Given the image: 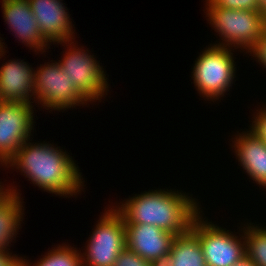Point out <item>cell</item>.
Masks as SVG:
<instances>
[{
    "label": "cell",
    "mask_w": 266,
    "mask_h": 266,
    "mask_svg": "<svg viewBox=\"0 0 266 266\" xmlns=\"http://www.w3.org/2000/svg\"><path fill=\"white\" fill-rule=\"evenodd\" d=\"M28 141L26 140L5 166H16L33 184L56 195L73 196L81 191L84 186L82 176L72 157L51 144L33 145L27 143Z\"/></svg>",
    "instance_id": "6da1fadb"
},
{
    "label": "cell",
    "mask_w": 266,
    "mask_h": 266,
    "mask_svg": "<svg viewBox=\"0 0 266 266\" xmlns=\"http://www.w3.org/2000/svg\"><path fill=\"white\" fill-rule=\"evenodd\" d=\"M199 209L191 197L161 189L135 195L117 207L124 224L154 225L175 236L190 230L194 218L200 214Z\"/></svg>",
    "instance_id": "7a4b0ae2"
},
{
    "label": "cell",
    "mask_w": 266,
    "mask_h": 266,
    "mask_svg": "<svg viewBox=\"0 0 266 266\" xmlns=\"http://www.w3.org/2000/svg\"><path fill=\"white\" fill-rule=\"evenodd\" d=\"M207 5L206 14L210 19V24L225 41L222 44H215L217 46H228L230 48V45L232 47L234 44L233 47H243V49L249 51L266 30L264 14L260 11L217 8L208 0Z\"/></svg>",
    "instance_id": "3957f363"
},
{
    "label": "cell",
    "mask_w": 266,
    "mask_h": 266,
    "mask_svg": "<svg viewBox=\"0 0 266 266\" xmlns=\"http://www.w3.org/2000/svg\"><path fill=\"white\" fill-rule=\"evenodd\" d=\"M233 53L228 47L213 45L195 61L193 80L204 97L219 99L230 89L235 74Z\"/></svg>",
    "instance_id": "277c9868"
},
{
    "label": "cell",
    "mask_w": 266,
    "mask_h": 266,
    "mask_svg": "<svg viewBox=\"0 0 266 266\" xmlns=\"http://www.w3.org/2000/svg\"><path fill=\"white\" fill-rule=\"evenodd\" d=\"M107 211L90 237L86 258L82 255L83 266H113L117 256L126 247L123 215L115 207Z\"/></svg>",
    "instance_id": "5b68a950"
},
{
    "label": "cell",
    "mask_w": 266,
    "mask_h": 266,
    "mask_svg": "<svg viewBox=\"0 0 266 266\" xmlns=\"http://www.w3.org/2000/svg\"><path fill=\"white\" fill-rule=\"evenodd\" d=\"M210 223L202 221L198 214L190 228L198 238L207 266H233L246 257L245 238L241 241L229 230Z\"/></svg>",
    "instance_id": "8992f818"
},
{
    "label": "cell",
    "mask_w": 266,
    "mask_h": 266,
    "mask_svg": "<svg viewBox=\"0 0 266 266\" xmlns=\"http://www.w3.org/2000/svg\"><path fill=\"white\" fill-rule=\"evenodd\" d=\"M48 109L62 110L89 102L74 85L59 63L40 66L35 71L34 99Z\"/></svg>",
    "instance_id": "52a82bcc"
},
{
    "label": "cell",
    "mask_w": 266,
    "mask_h": 266,
    "mask_svg": "<svg viewBox=\"0 0 266 266\" xmlns=\"http://www.w3.org/2000/svg\"><path fill=\"white\" fill-rule=\"evenodd\" d=\"M66 51L59 65L67 73L71 85L88 100L94 101L104 96L108 89L107 78L96 59L75 45ZM106 78V79H105Z\"/></svg>",
    "instance_id": "ba28073f"
},
{
    "label": "cell",
    "mask_w": 266,
    "mask_h": 266,
    "mask_svg": "<svg viewBox=\"0 0 266 266\" xmlns=\"http://www.w3.org/2000/svg\"><path fill=\"white\" fill-rule=\"evenodd\" d=\"M32 105L22 102L0 103V164L6 165L30 139L33 128Z\"/></svg>",
    "instance_id": "9c48e42d"
},
{
    "label": "cell",
    "mask_w": 266,
    "mask_h": 266,
    "mask_svg": "<svg viewBox=\"0 0 266 266\" xmlns=\"http://www.w3.org/2000/svg\"><path fill=\"white\" fill-rule=\"evenodd\" d=\"M126 247L156 266H163L175 235L148 224H125Z\"/></svg>",
    "instance_id": "30bf717a"
},
{
    "label": "cell",
    "mask_w": 266,
    "mask_h": 266,
    "mask_svg": "<svg viewBox=\"0 0 266 266\" xmlns=\"http://www.w3.org/2000/svg\"><path fill=\"white\" fill-rule=\"evenodd\" d=\"M61 0H29L31 11L39 25L43 39L48 42L69 44L72 38V22ZM67 42V43H66Z\"/></svg>",
    "instance_id": "8fae6325"
},
{
    "label": "cell",
    "mask_w": 266,
    "mask_h": 266,
    "mask_svg": "<svg viewBox=\"0 0 266 266\" xmlns=\"http://www.w3.org/2000/svg\"><path fill=\"white\" fill-rule=\"evenodd\" d=\"M3 16L6 24L17 34L22 42L38 51L48 46L43 39L36 18L31 11L29 0H2Z\"/></svg>",
    "instance_id": "7c38bea8"
},
{
    "label": "cell",
    "mask_w": 266,
    "mask_h": 266,
    "mask_svg": "<svg viewBox=\"0 0 266 266\" xmlns=\"http://www.w3.org/2000/svg\"><path fill=\"white\" fill-rule=\"evenodd\" d=\"M22 60H10L0 67V98L2 102L29 103L34 96L35 70ZM31 93V94H29ZM30 96V97H29Z\"/></svg>",
    "instance_id": "4fadbf2b"
},
{
    "label": "cell",
    "mask_w": 266,
    "mask_h": 266,
    "mask_svg": "<svg viewBox=\"0 0 266 266\" xmlns=\"http://www.w3.org/2000/svg\"><path fill=\"white\" fill-rule=\"evenodd\" d=\"M247 132H242L239 137L235 138V153L239 158L240 165L252 180L266 187V143L250 130Z\"/></svg>",
    "instance_id": "5bb4252c"
},
{
    "label": "cell",
    "mask_w": 266,
    "mask_h": 266,
    "mask_svg": "<svg viewBox=\"0 0 266 266\" xmlns=\"http://www.w3.org/2000/svg\"><path fill=\"white\" fill-rule=\"evenodd\" d=\"M163 266H207L198 238L190 230L174 237Z\"/></svg>",
    "instance_id": "9a60e30c"
},
{
    "label": "cell",
    "mask_w": 266,
    "mask_h": 266,
    "mask_svg": "<svg viewBox=\"0 0 266 266\" xmlns=\"http://www.w3.org/2000/svg\"><path fill=\"white\" fill-rule=\"evenodd\" d=\"M22 202L18 192L9 187L8 192L0 199V250H7L13 236L21 224Z\"/></svg>",
    "instance_id": "2e32d148"
},
{
    "label": "cell",
    "mask_w": 266,
    "mask_h": 266,
    "mask_svg": "<svg viewBox=\"0 0 266 266\" xmlns=\"http://www.w3.org/2000/svg\"><path fill=\"white\" fill-rule=\"evenodd\" d=\"M247 228V230H246ZM244 230L246 257L255 266H266V229L249 226Z\"/></svg>",
    "instance_id": "e0dca14e"
},
{
    "label": "cell",
    "mask_w": 266,
    "mask_h": 266,
    "mask_svg": "<svg viewBox=\"0 0 266 266\" xmlns=\"http://www.w3.org/2000/svg\"><path fill=\"white\" fill-rule=\"evenodd\" d=\"M65 246H58L56 249L50 250L40 261L34 263L33 266H83L82 255L77 250ZM25 259L23 266H30Z\"/></svg>",
    "instance_id": "ac0fdd59"
},
{
    "label": "cell",
    "mask_w": 266,
    "mask_h": 266,
    "mask_svg": "<svg viewBox=\"0 0 266 266\" xmlns=\"http://www.w3.org/2000/svg\"><path fill=\"white\" fill-rule=\"evenodd\" d=\"M214 7L232 10L259 11L258 0H208Z\"/></svg>",
    "instance_id": "d6986e66"
},
{
    "label": "cell",
    "mask_w": 266,
    "mask_h": 266,
    "mask_svg": "<svg viewBox=\"0 0 266 266\" xmlns=\"http://www.w3.org/2000/svg\"><path fill=\"white\" fill-rule=\"evenodd\" d=\"M113 266H156L140 257L137 253L125 247L117 256Z\"/></svg>",
    "instance_id": "ffe728a7"
},
{
    "label": "cell",
    "mask_w": 266,
    "mask_h": 266,
    "mask_svg": "<svg viewBox=\"0 0 266 266\" xmlns=\"http://www.w3.org/2000/svg\"><path fill=\"white\" fill-rule=\"evenodd\" d=\"M254 119L250 131L266 143V108H261Z\"/></svg>",
    "instance_id": "44dd1931"
},
{
    "label": "cell",
    "mask_w": 266,
    "mask_h": 266,
    "mask_svg": "<svg viewBox=\"0 0 266 266\" xmlns=\"http://www.w3.org/2000/svg\"><path fill=\"white\" fill-rule=\"evenodd\" d=\"M249 50L248 52L253 53L255 55L253 57H257L258 62L260 61L266 68V30Z\"/></svg>",
    "instance_id": "7402d4cb"
},
{
    "label": "cell",
    "mask_w": 266,
    "mask_h": 266,
    "mask_svg": "<svg viewBox=\"0 0 266 266\" xmlns=\"http://www.w3.org/2000/svg\"><path fill=\"white\" fill-rule=\"evenodd\" d=\"M0 266H23V258L11 256L7 250H0Z\"/></svg>",
    "instance_id": "603a6c76"
},
{
    "label": "cell",
    "mask_w": 266,
    "mask_h": 266,
    "mask_svg": "<svg viewBox=\"0 0 266 266\" xmlns=\"http://www.w3.org/2000/svg\"><path fill=\"white\" fill-rule=\"evenodd\" d=\"M233 266H255L247 257L243 258L240 262Z\"/></svg>",
    "instance_id": "cb8c5ba5"
},
{
    "label": "cell",
    "mask_w": 266,
    "mask_h": 266,
    "mask_svg": "<svg viewBox=\"0 0 266 266\" xmlns=\"http://www.w3.org/2000/svg\"><path fill=\"white\" fill-rule=\"evenodd\" d=\"M258 8L264 14L266 12V0H258Z\"/></svg>",
    "instance_id": "d4e9b609"
},
{
    "label": "cell",
    "mask_w": 266,
    "mask_h": 266,
    "mask_svg": "<svg viewBox=\"0 0 266 266\" xmlns=\"http://www.w3.org/2000/svg\"><path fill=\"white\" fill-rule=\"evenodd\" d=\"M4 186H1L0 185V199L8 192V189H5L4 191V188H2Z\"/></svg>",
    "instance_id": "484cf974"
},
{
    "label": "cell",
    "mask_w": 266,
    "mask_h": 266,
    "mask_svg": "<svg viewBox=\"0 0 266 266\" xmlns=\"http://www.w3.org/2000/svg\"><path fill=\"white\" fill-rule=\"evenodd\" d=\"M2 44L3 43H1V41H0V59H1V56H3L4 50H5V49H3V45Z\"/></svg>",
    "instance_id": "4316f807"
},
{
    "label": "cell",
    "mask_w": 266,
    "mask_h": 266,
    "mask_svg": "<svg viewBox=\"0 0 266 266\" xmlns=\"http://www.w3.org/2000/svg\"><path fill=\"white\" fill-rule=\"evenodd\" d=\"M264 26H265V29H266V12L264 13Z\"/></svg>",
    "instance_id": "83f0119b"
}]
</instances>
